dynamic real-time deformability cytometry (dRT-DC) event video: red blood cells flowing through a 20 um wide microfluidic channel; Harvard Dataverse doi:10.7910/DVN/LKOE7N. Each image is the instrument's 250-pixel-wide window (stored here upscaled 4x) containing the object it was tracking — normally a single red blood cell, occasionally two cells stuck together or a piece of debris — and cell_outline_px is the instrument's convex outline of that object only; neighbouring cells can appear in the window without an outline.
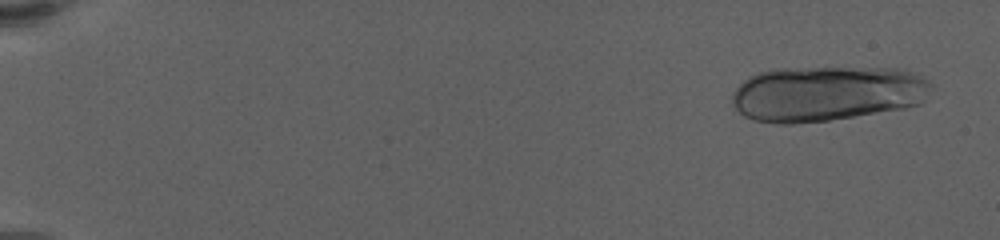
{"species": "human", "species_latin": "Homo sapiens", "temperature_condition": "warm", "stored_images_in_passage": 44, "camera_frame_rate_fps": 3000, "um_per_image_px": 0.085, "donor": {"sex": "female"}, "frame": {"image": 1, "passage_image": 4, "time_ms": 0.667, "image_size_px": [1000, 240], "cell_outline_px": [[932, 84], [924, 100], [920, 104], [904, 108], [828, 120], [792, 124], [776, 124], [752, 120], [744, 116], [732, 104], [732, 92], [748, 76], [760, 72], [776, 68], [900, 68], [924, 76]], "centroid_in_image_um": [70.26, 7.94], "position_along_channel_um": 14.7, "area_um2": 64.45}}